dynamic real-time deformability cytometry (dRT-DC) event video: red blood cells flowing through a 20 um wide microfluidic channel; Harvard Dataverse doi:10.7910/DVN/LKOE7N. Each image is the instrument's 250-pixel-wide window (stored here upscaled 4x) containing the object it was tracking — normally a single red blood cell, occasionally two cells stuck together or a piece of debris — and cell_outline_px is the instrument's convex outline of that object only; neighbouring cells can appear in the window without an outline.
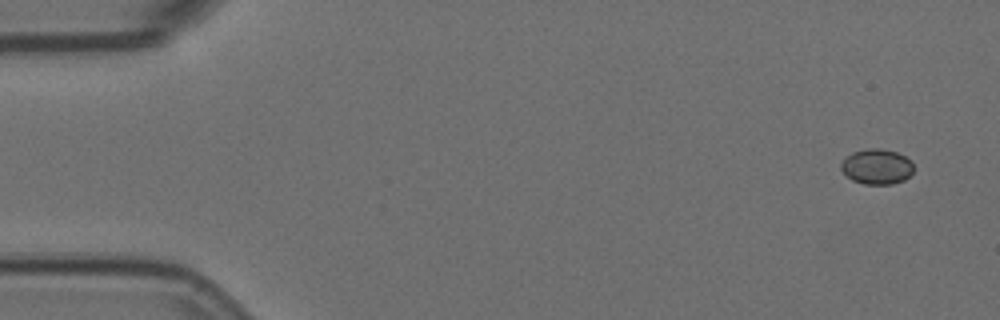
{"species": "Egyptian fruit bat (a non-hibernating species)", "species_latin": "Rousettus aegyptiacus", "temperature_condition": "room temperature", "stored_images_in_passage": 6, "camera_frame_rate_fps": 3000, "um_per_image_px": 0.085, "animal": {"sex": "female"}, "frame": {"image": 1, "passage_image": 1, "time_ms": 0.0, "image_size_px": [1000, 320], "cell_outline_px": [[912, 172], [904, 180], [892, 184], [864, 184], [852, 180], [840, 168], [840, 164], [852, 152], [868, 148], [880, 148], [896, 152], [912, 160]], "centroid_in_image_um": [74.53, 14.16], "position_along_channel_um": 10.5, "area_um2": 14.8}}
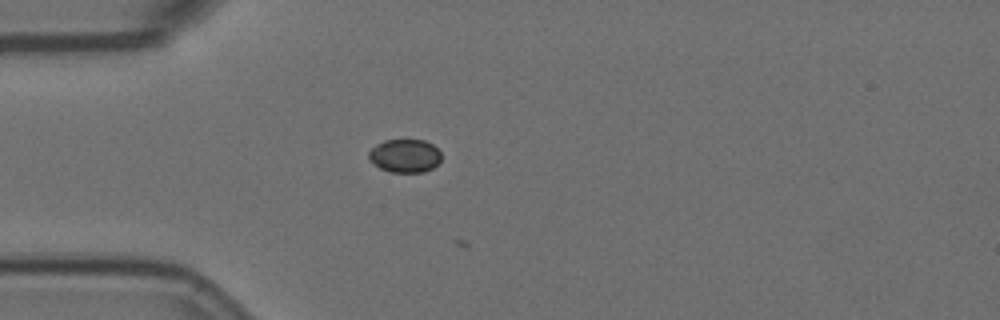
{"frame": {"image": 2, "passage_image": 5, "time_ms": 1.333, "image_size_px": [1000, 320], "cell_outline_px": [[440, 160], [432, 168], [424, 172], [388, 172], [380, 168], [368, 156], [368, 152], [376, 144], [384, 140], [424, 140], [432, 144], [440, 152]], "centroid_in_image_um": [34.41, 13.24], "position_along_channel_um": 50.6, "area_um2": 13.93}}